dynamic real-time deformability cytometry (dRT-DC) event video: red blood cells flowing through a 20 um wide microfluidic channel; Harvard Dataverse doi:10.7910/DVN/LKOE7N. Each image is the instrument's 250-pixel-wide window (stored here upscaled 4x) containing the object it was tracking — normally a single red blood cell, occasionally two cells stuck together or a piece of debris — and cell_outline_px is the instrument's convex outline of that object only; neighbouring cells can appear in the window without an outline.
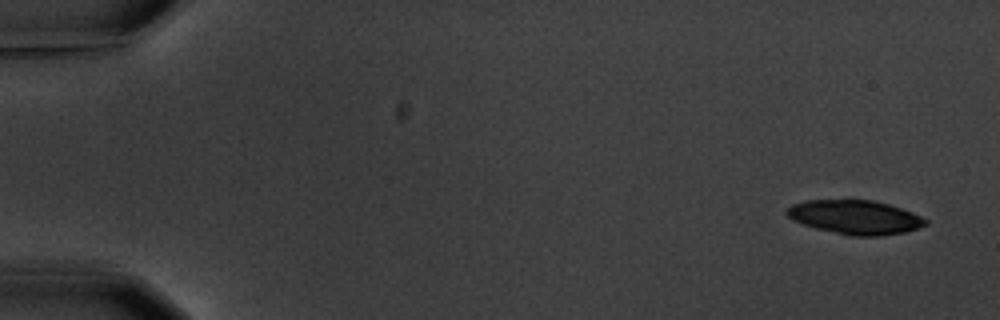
{"species": "common noctule bat (a hibernating species)", "species_latin": "Nyctalus noctula", "temperature_condition": "warm", "stored_images_in_passage": 11, "camera_frame_rate_fps": 3000, "um_per_image_px": 0.085, "animal": {"sex": "male", "body_mass_g": 20.1, "forearm_length_mm": 53.5}, "frame": {"image": 1, "passage_image": 1, "time_ms": 0.0, "image_size_px": [1000, 320], "cell_outline_px": [[928, 224], [904, 232], [880, 236], [852, 236], [816, 228], [792, 220], [784, 212], [792, 204], [804, 200], [872, 200], [888, 204], [912, 212], [928, 220]], "centroid_in_image_um": [72.67, 18.46], "position_along_channel_um": 12.3, "area_um2": 27.34}}
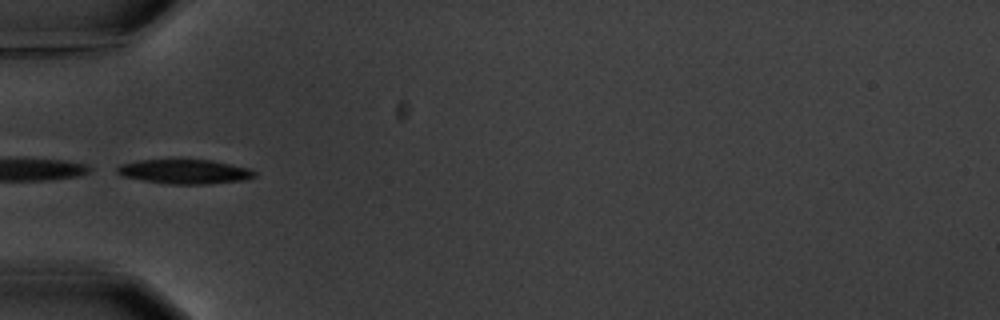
{"frame": {"image": 2, "passage_image": 5, "time_ms": 5.667, "image_size_px": [1000, 320], "cell_outline_px": [[256, 176], [244, 180], [208, 184], [168, 184], [144, 180], [124, 176], [116, 172], [116, 168], [120, 164], [136, 160], [212, 160], [232, 164], [248, 168], [256, 172]], "centroid_in_image_um": [15.71, 14.58], "position_along_channel_um": 69.3, "area_um2": 19.48}}